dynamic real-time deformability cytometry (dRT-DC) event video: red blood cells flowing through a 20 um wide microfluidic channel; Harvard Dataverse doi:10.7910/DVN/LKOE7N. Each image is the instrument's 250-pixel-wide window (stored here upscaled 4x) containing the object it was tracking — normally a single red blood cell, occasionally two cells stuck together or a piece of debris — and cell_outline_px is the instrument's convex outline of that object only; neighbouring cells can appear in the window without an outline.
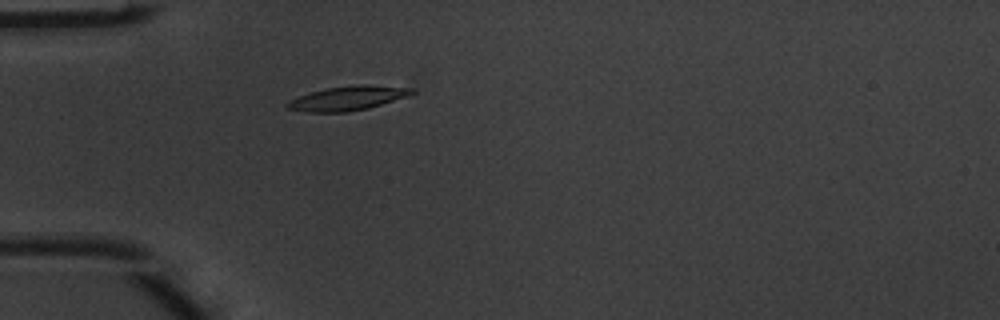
{"species": "common noctule bat (a hibernating species)", "species_latin": "Nyctalus noctula", "temperature_condition": "warm", "stored_images_in_passage": 1, "camera_frame_rate_fps": 3000, "um_per_image_px": 0.085, "animal": {"sex": "male", "body_mass_g": 20.1, "forearm_length_mm": 53.5}, "frame": {"image": 1, "passage_image": 1, "time_ms": 0.0, "image_size_px": [1000, 320], "cell_outline_px": [[416, 92], [408, 96], [368, 108], [344, 112], [304, 112], [288, 108], [284, 104], [288, 100], [312, 92], [328, 88], [360, 84], [368, 84], [412, 88]], "centroid_in_image_um": [29.56, 8.35], "position_along_channel_um": 55.4, "area_um2": 17.46}}